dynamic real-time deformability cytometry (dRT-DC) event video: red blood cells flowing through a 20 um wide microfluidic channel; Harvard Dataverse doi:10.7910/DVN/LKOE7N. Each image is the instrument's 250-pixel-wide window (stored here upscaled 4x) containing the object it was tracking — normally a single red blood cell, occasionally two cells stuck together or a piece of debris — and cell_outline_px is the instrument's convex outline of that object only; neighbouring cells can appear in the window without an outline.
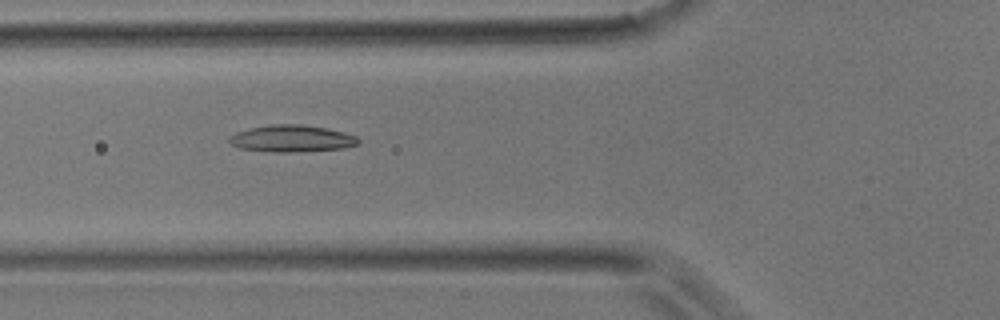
{"species": "common noctule bat (a hibernating species)", "species_latin": "Nyctalus noctula", "temperature_condition": "room temperature", "stored_images_in_passage": 46, "camera_frame_rate_fps": 3000, "um_per_image_px": 0.085, "animal": {"sex": "male", "body_mass_g": 17.9}, "frame": {"image": 1, "passage_image": 15, "time_ms": 4.667, "image_size_px": [1000, 320], "cell_outline_px": [[360, 144], [344, 148], [288, 152], [276, 152], [240, 148], [232, 144], [228, 140], [228, 136], [236, 132], [252, 128], [272, 124], [300, 124], [328, 128], [344, 132], [356, 136], [360, 140]], "centroid_in_image_um": [24.83, 11.77], "position_along_channel_um": 101.0, "area_um2": 20.11}}
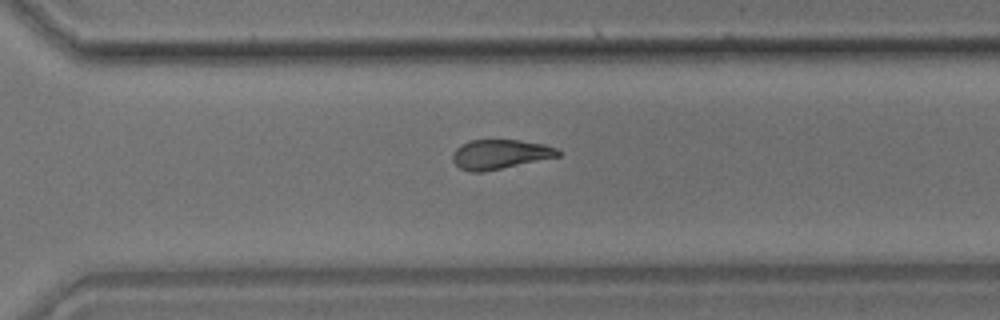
{"frame": {"image": 2, "passage_image": 31, "time_ms": 10.0, "image_size_px": [1000, 320], "cell_outline_px": [[560, 156], [480, 172], [468, 172], [460, 168], [452, 160], [452, 152], [460, 144], [468, 140], [520, 140], [544, 144], [556, 148], [560, 152]], "centroid_in_image_um": [42.45, 13.1], "position_along_channel_um": 328.1, "area_um2": 18.03}}
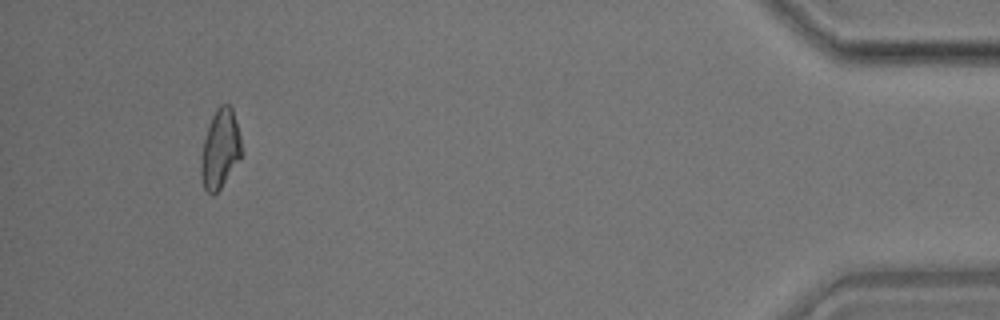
{"frame": {"image": 3, "passage_image": 42, "time_ms": 13.667, "image_size_px": [1000, 320], "cell_outline_px": [[244, 152], [220, 188], [212, 196], [204, 188], [200, 176], [200, 160], [204, 140], [212, 116], [216, 108], [220, 104], [228, 104], [232, 108], [240, 136]], "centroid_in_image_um": [18.71, 12.67], "position_along_channel_um": 416.5, "area_um2": 18.61}}